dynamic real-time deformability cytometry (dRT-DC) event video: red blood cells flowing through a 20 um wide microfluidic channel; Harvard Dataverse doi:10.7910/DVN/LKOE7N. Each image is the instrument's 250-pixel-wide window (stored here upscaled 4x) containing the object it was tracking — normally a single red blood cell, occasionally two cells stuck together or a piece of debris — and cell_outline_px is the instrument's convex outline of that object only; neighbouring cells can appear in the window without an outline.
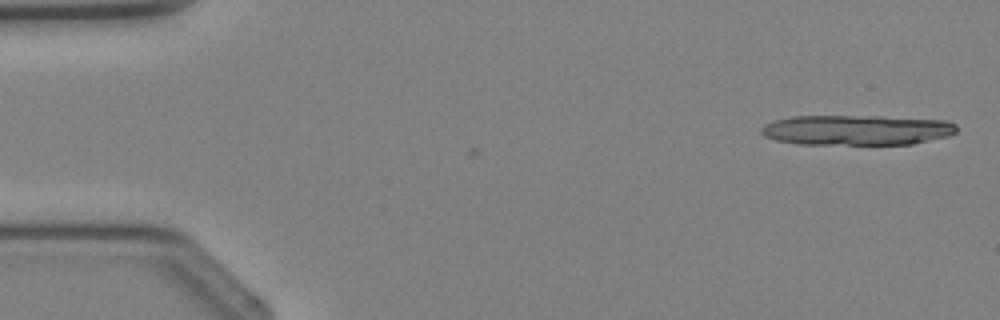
{"species": "Egyptian fruit bat (a non-hibernating species)", "species_latin": "Rousettus aegyptiacus", "temperature_condition": "cold", "stored_images_in_passage": 5, "camera_frame_rate_fps": 3000, "um_per_image_px": 0.085, "animal": {"sex": "female"}, "frame": {"image": 1, "passage_image": 1, "time_ms": 0.0, "image_size_px": [1000, 320], "cell_outline_px": [[956, 132], [948, 136], [912, 144], [796, 144], [776, 140], [764, 136], [760, 132], [760, 128], [764, 124], [776, 120], [792, 116], [880, 116], [948, 120], [956, 124]], "centroid_in_image_um": [72.81, 11.05], "position_along_channel_um": 12.2, "area_um2": 34.56}}